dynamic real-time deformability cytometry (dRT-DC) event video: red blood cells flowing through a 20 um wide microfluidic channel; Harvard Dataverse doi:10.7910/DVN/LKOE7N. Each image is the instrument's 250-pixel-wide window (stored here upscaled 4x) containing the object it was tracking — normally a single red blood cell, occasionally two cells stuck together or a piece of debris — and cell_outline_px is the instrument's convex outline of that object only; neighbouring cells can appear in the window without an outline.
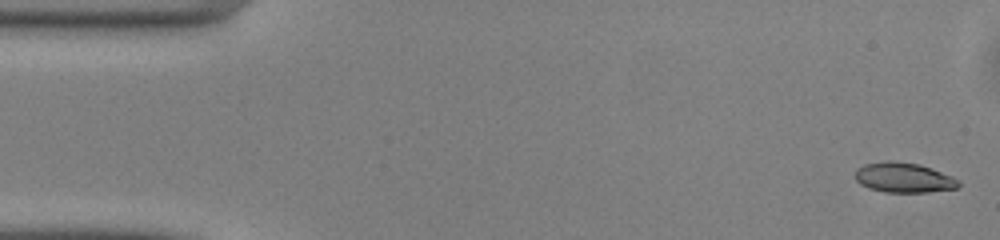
{"species": "common noctule bat (a hibernating species)", "species_latin": "Nyctalus noctula", "temperature_condition": "warm", "stored_images_in_passage": 49, "camera_frame_rate_fps": 3000, "um_per_image_px": 0.085, "animal": {"sex": "male", "body_mass_g": 13.0, "forearm_length_mm": 53.1}, "frame": {"image": 1, "passage_image": 1, "time_ms": 0.0, "image_size_px": [1000, 240], "cell_outline_px": [[960, 184], [956, 188], [928, 192], [884, 192], [868, 188], [860, 184], [856, 180], [856, 168], [864, 164], [884, 160], [896, 160], [920, 164], [932, 168], [952, 176], [960, 180]], "centroid_in_image_um": [76.8, 15.08], "position_along_channel_um": 8.2, "area_um2": 18.32}}
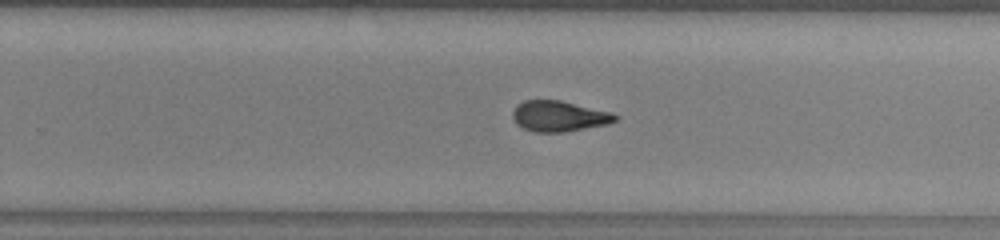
{"frame": {"image": 2, "passage_image": 30, "time_ms": 9.667, "image_size_px": [1000, 240], "cell_outline_px": [[620, 116], [616, 120], [608, 124], [564, 132], [532, 132], [516, 124], [512, 116], [512, 112], [516, 104], [524, 100], [560, 100], [612, 112]], "centroid_in_image_um": [47.51, 9.87], "position_along_channel_um": 282.3, "area_um2": 18.5}}
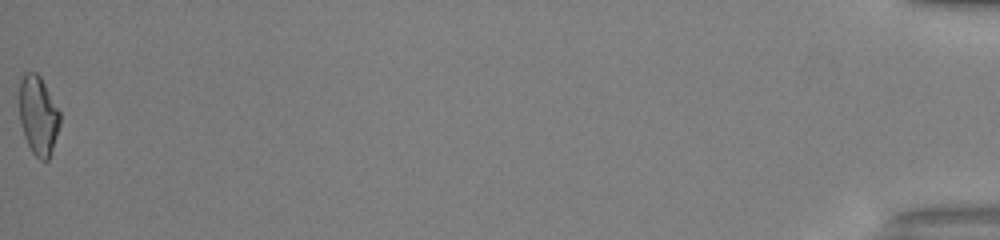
{"frame": {"image": 3, "passage_image": 49, "time_ms": 16.0, "image_size_px": [1000, 240], "cell_outline_px": [[60, 124], [48, 160], [40, 160], [32, 152], [24, 136], [20, 124], [20, 80], [24, 72], [36, 72], [40, 76], [60, 112]], "centroid_in_image_um": [3.24, 9.8], "position_along_channel_um": 432.0, "area_um2": 18.5}, "authors_computed_cell_mechanics": {"area_um2": 18.6116, "velocity_mm_per_s": 4.1316, "shape_relaxation_time_tau1_ms": 3.9149, "shape_relaxation_time_tau2_ms": 2.643, "deformation_change_tau1": 0.1421, "deformation_change_tau2": 0.0931}}